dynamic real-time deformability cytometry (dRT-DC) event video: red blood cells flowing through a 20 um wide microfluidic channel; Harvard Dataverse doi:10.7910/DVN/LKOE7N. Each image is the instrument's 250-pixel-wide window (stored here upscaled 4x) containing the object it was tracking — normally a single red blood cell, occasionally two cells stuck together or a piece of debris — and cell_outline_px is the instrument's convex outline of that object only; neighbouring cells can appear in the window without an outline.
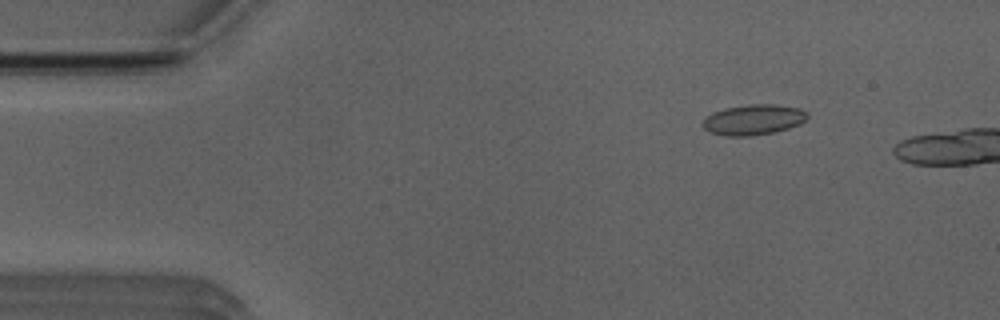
{"species": "Egyptian fruit bat (a non-hibernating species)", "species_latin": "Rousettus aegyptiacus", "temperature_condition": "room temperature", "stored_images_in_passage": 11, "camera_frame_rate_fps": 3000, "um_per_image_px": 0.085, "animal": {"sex": "male"}, "frame": {"image": 1, "passage_image": 7, "time_ms": 2.0, "image_size_px": [1000, 320], "cell_outline_px": [[808, 116], [800, 124], [776, 132], [752, 136], [728, 136], [712, 132], [704, 128], [700, 124], [712, 112], [724, 108], [748, 104], [776, 104], [800, 108], [808, 112]], "centroid_in_image_um": [64.06, 10.16], "position_along_channel_um": 20.9, "area_um2": 18.67}}